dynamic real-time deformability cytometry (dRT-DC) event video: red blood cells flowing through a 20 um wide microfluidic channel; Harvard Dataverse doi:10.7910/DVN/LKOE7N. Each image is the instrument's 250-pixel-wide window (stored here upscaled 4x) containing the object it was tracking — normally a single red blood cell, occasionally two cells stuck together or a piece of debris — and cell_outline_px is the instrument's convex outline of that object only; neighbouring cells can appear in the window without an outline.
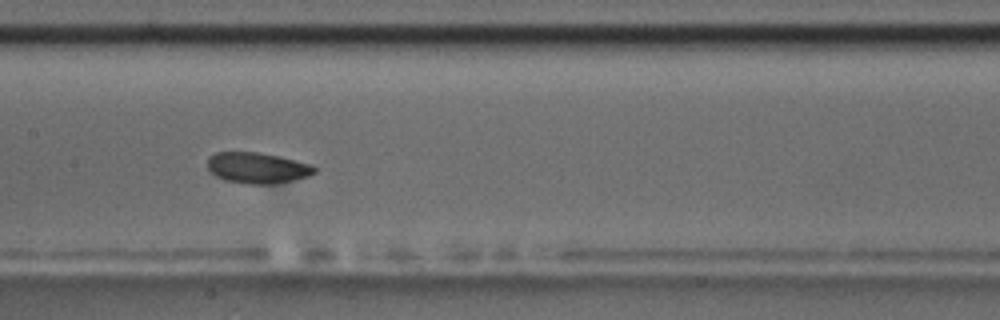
{"species": "common noctule bat (a hibernating species)", "species_latin": "Nyctalus noctula", "temperature_condition": "room temperature", "stored_images_in_passage": 10, "camera_frame_rate_fps": 3000, "um_per_image_px": 0.085, "animal": {"sex": "male", "body_mass_g": 17.5, "forearm_length_mm": 52.3}, "frame": {"image": 1, "passage_image": 9, "time_ms": 9.0, "image_size_px": [1000, 320], "cell_outline_px": [[316, 172], [308, 176], [292, 180], [272, 184], [248, 184], [224, 180], [216, 176], [208, 168], [208, 156], [216, 152], [260, 152], [312, 164], [316, 168]], "centroid_in_image_um": [21.87, 14.26], "position_along_channel_um": 185.5, "area_um2": 19.25}}